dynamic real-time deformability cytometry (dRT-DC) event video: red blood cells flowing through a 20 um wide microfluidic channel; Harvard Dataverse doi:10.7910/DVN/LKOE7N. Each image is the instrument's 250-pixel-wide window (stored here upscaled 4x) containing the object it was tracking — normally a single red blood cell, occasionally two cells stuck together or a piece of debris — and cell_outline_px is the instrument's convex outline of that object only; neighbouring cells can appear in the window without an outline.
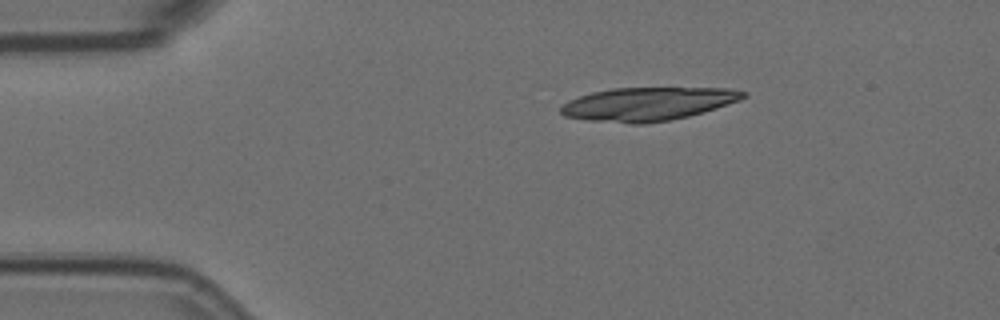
{"species": "Egyptian fruit bat (a non-hibernating species)", "species_latin": "Rousettus aegyptiacus", "temperature_condition": "room temperature", "stored_images_in_passage": 4, "segment_of_instrument_passage": [2, 2], "camera_frame_rate_fps": 3000, "um_per_image_px": 0.085, "animal": {"sex": "female"}, "frame": {"image": 1, "passage_image": 4, "time_ms": 1.0, "image_size_px": [1000, 320], "cell_outline_px": [[748, 96], [740, 100], [716, 108], [688, 116], [668, 120], [644, 124], [632, 124], [592, 120], [564, 116], [560, 112], [560, 108], [568, 100], [592, 92], [612, 88], [728, 88], [748, 92]], "centroid_in_image_um": [55.08, 8.83], "position_along_channel_um": 29.9, "area_um2": 35.32}}